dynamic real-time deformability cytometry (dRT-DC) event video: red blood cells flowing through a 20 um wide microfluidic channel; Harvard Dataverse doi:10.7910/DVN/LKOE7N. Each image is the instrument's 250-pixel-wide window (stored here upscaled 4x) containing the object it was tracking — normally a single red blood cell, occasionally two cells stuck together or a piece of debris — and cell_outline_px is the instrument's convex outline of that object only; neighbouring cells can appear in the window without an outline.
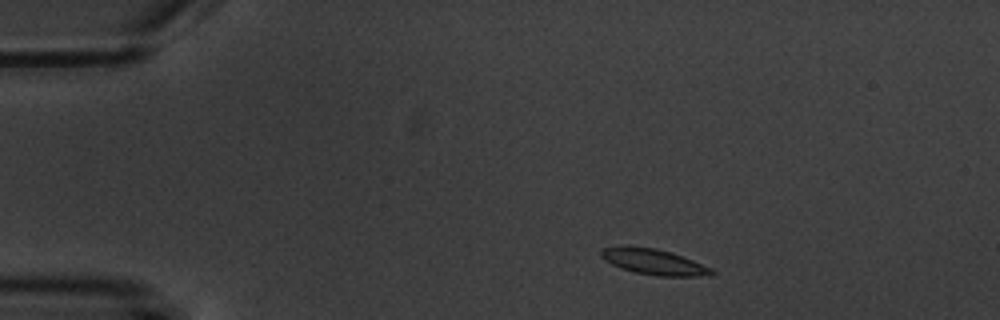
{"species": "common noctule bat (a hibernating species)", "species_latin": "Nyctalus noctula", "temperature_condition": "warm", "stored_images_in_passage": 4, "camera_frame_rate_fps": 3000, "um_per_image_px": 0.085, "animal": {"sex": "male", "body_mass_g": 20.1, "forearm_length_mm": 53.5}, "frame": {"image": 1, "passage_image": 2, "time_ms": 1.0, "image_size_px": [1000, 320], "cell_outline_px": [[716, 272], [712, 276], [660, 276], [636, 272], [612, 264], [604, 260], [600, 256], [600, 252], [604, 248], [628, 244], [656, 248], [672, 252], [712, 268]], "centroid_in_image_um": [55.58, 22.23], "position_along_channel_um": 29.4, "area_um2": 16.7}}
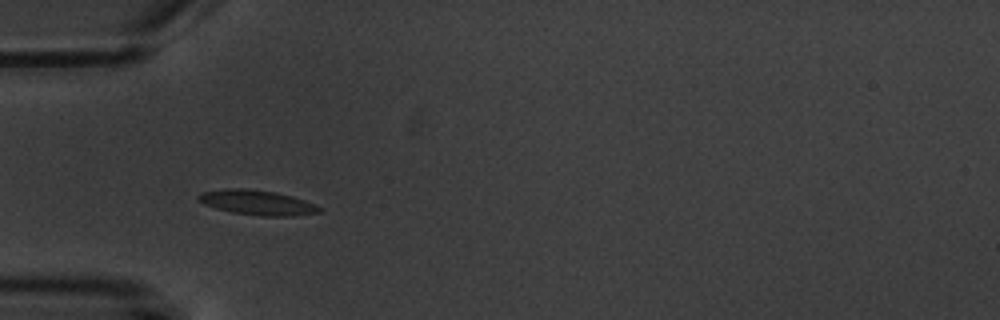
{"frame": {"image": 2, "passage_image": 4, "time_ms": 3.667, "image_size_px": [1000, 320], "cell_outline_px": [[324, 208], [320, 212], [292, 216], [260, 216], [232, 212], [216, 208], [204, 204], [196, 200], [196, 196], [200, 192], [228, 188], [244, 188], [276, 192], [292, 196], [304, 200]], "centroid_in_image_um": [21.84, 17.21], "position_along_channel_um": 63.2, "area_um2": 17.63}}